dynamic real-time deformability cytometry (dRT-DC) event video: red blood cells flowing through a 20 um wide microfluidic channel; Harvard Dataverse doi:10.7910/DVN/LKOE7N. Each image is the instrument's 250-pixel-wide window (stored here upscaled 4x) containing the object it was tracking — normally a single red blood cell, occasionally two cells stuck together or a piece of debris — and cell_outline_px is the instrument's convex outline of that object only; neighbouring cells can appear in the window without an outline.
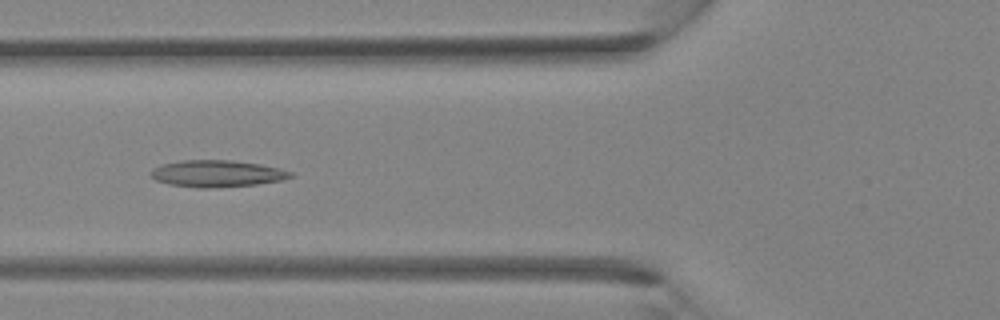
{"species": "Egyptian fruit bat (a non-hibernating species)", "species_latin": "Rousettus aegyptiacus", "temperature_condition": "room temperature", "stored_images_in_passage": 37, "camera_frame_rate_fps": 3000, "um_per_image_px": 0.085, "animal": {"sex": "female"}, "frame": {"image": 1, "passage_image": 14, "time_ms": 4.333, "image_size_px": [1000, 320], "cell_outline_px": [[296, 176], [280, 180], [256, 184], [208, 188], [196, 188], [168, 184], [156, 180], [152, 176], [152, 168], [164, 164], [184, 160], [228, 160], [260, 164], [280, 168], [292, 172]], "centroid_in_image_um": [18.47, 14.76], "position_along_channel_um": 107.3, "area_um2": 21.62}}
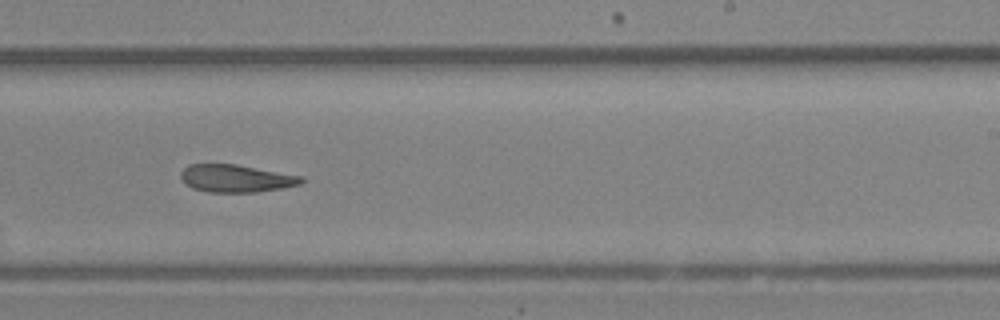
{"frame": {"image": 2, "passage_image": 23, "time_ms": 7.333, "image_size_px": [1000, 320], "cell_outline_px": [[304, 180], [300, 184], [284, 188], [256, 192], [208, 192], [192, 188], [184, 184], [180, 180], [180, 172], [188, 164], [236, 164], [304, 176]], "centroid_in_image_um": [20.04, 15.16], "position_along_channel_um": 269.0, "area_um2": 19.65}}
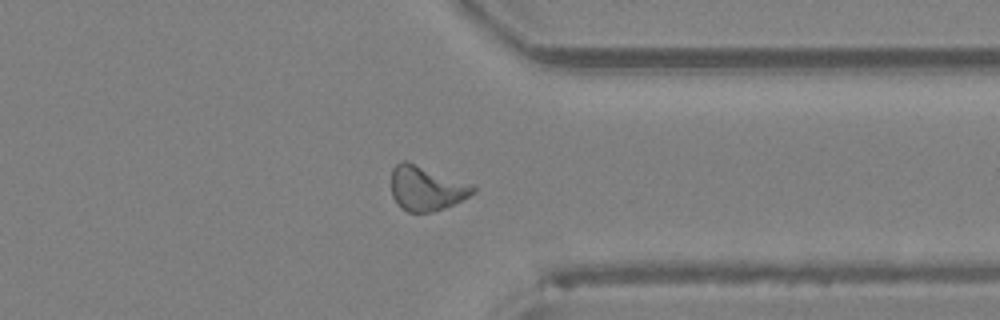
{"frame": {"image": 3, "passage_image": 29, "time_ms": 9.333, "image_size_px": [1000, 320], "cell_outline_px": [[476, 192], [444, 208], [432, 212], [408, 212], [400, 208], [392, 196], [392, 168], [400, 160], [408, 160], [472, 184], [476, 188]], "centroid_in_image_um": [36.21, 15.98], "position_along_channel_um": 375.2, "area_um2": 21.39}}